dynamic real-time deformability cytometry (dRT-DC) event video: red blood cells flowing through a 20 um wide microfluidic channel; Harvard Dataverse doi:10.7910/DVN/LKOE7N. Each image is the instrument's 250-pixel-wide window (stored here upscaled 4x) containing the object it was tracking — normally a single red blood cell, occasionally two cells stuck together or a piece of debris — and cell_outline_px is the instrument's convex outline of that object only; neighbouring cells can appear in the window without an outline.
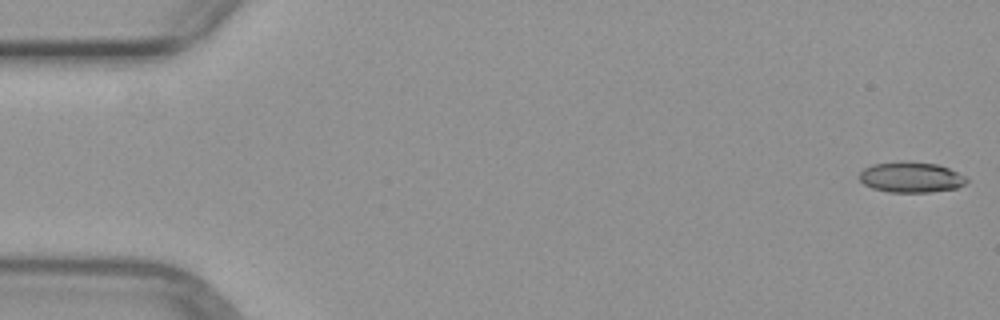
{"species": "common noctule bat (a hibernating species)", "species_latin": "Nyctalus noctula", "temperature_condition": "warm", "stored_images_in_passage": 11, "camera_frame_rate_fps": 3000, "um_per_image_px": 0.085, "animal": {"sex": "female", "body_mass_g": 29.2, "forearm_length_mm": 56.3}, "frame": {"image": 1, "passage_image": 1, "time_ms": 0.0, "image_size_px": [1000, 320], "cell_outline_px": [[968, 180], [964, 184], [956, 188], [932, 192], [888, 192], [872, 188], [864, 184], [856, 176], [864, 168], [872, 164], [936, 164], [948, 168], [964, 176]], "centroid_in_image_um": [77.4, 15.12], "position_along_channel_um": 7.6, "area_um2": 18.32}}